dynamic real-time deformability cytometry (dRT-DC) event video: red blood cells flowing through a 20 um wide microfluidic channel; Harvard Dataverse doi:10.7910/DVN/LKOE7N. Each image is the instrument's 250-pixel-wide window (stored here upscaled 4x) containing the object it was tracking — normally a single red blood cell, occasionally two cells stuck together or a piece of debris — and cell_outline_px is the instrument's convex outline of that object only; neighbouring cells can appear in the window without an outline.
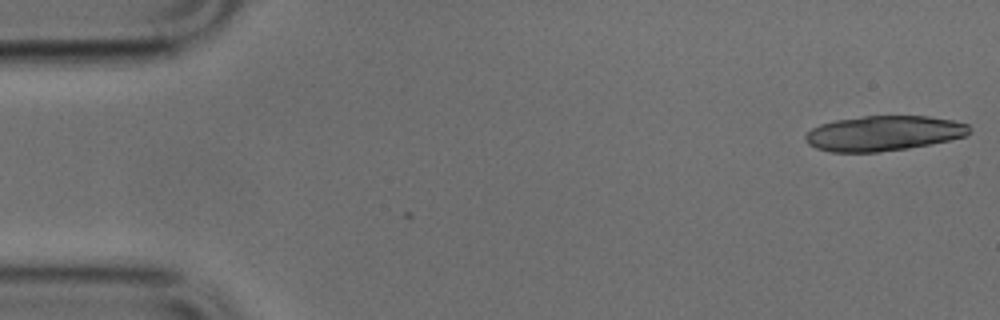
{"species": "common noctule bat (a hibernating species)", "species_latin": "Nyctalus noctula", "temperature_condition": "cold", "stored_images_in_passage": 3, "camera_frame_rate_fps": 3000, "um_per_image_px": 0.085, "animal": {"sex": "male", "body_mass_g": 17.9, "forearm_length_mm": 54.2}, "frame": {"image": 1, "passage_image": 3, "time_ms": 0.667, "image_size_px": [1000, 320], "cell_outline_px": [[968, 132], [964, 136], [948, 140], [908, 148], [880, 152], [828, 152], [816, 148], [808, 144], [804, 140], [804, 136], [812, 128], [820, 124], [836, 120], [864, 116], [928, 116], [952, 120], [968, 124]], "centroid_in_image_um": [75.04, 11.33], "position_along_channel_um": 10.0, "area_um2": 33.35}}